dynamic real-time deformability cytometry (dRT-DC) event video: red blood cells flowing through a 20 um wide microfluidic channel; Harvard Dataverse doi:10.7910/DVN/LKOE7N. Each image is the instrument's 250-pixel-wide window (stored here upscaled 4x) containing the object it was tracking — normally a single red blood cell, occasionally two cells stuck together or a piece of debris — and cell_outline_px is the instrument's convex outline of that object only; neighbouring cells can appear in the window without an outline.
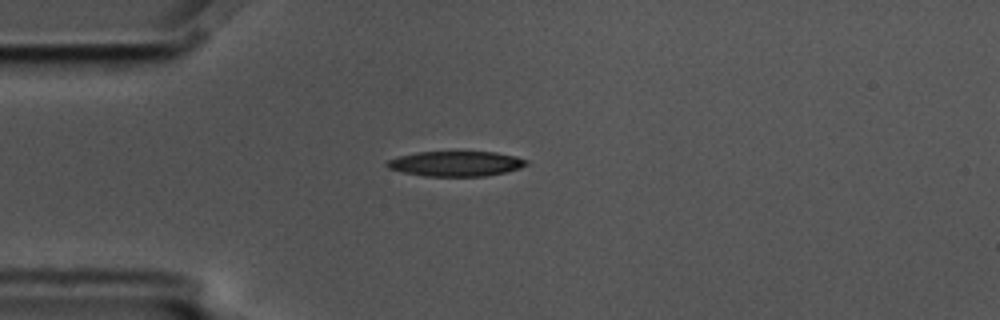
{"species": "common noctule bat (a hibernating species)", "species_latin": "Nyctalus noctula", "temperature_condition": "cold", "stored_images_in_passage": 12, "camera_frame_rate_fps": 3000, "um_per_image_px": 0.085, "animal": {"sex": "male", "body_mass_g": 17.5, "forearm_length_mm": 52.3}, "frame": {"image": 1, "passage_image": 1, "time_ms": 0.0, "image_size_px": [1000, 320], "cell_outline_px": [[528, 164], [520, 168], [504, 172], [484, 176], [424, 176], [404, 172], [388, 168], [384, 164], [388, 160], [400, 156], [416, 152], [496, 152], [516, 156], [528, 160]], "centroid_in_image_um": [38.76, 13.91], "position_along_channel_um": 46.2, "area_um2": 20.29}}